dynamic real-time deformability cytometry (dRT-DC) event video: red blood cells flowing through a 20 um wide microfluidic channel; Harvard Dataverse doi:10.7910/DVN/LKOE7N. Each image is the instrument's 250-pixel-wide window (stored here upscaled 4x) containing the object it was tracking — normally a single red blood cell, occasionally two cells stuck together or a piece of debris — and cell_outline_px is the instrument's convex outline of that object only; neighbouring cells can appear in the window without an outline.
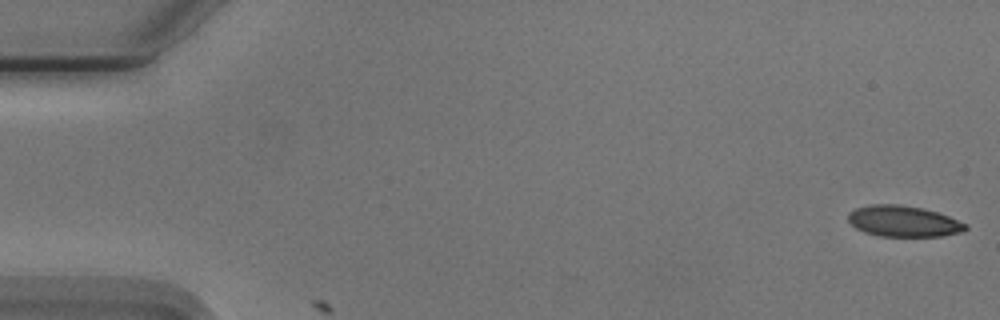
{"species": "Egyptian fruit bat (a non-hibernating species)", "species_latin": "Rousettus aegyptiacus", "temperature_condition": "cold", "stored_images_in_passage": 2, "camera_frame_rate_fps": 3000, "um_per_image_px": 0.085, "animal": {"sex": "male"}, "frame": {"image": 1, "passage_image": 1, "time_ms": 0.0, "image_size_px": [1000, 320], "cell_outline_px": [[968, 228], [960, 232], [940, 236], [880, 236], [864, 232], [856, 228], [848, 220], [848, 212], [856, 208], [872, 204], [900, 204], [920, 208], [936, 212], [948, 216], [968, 224]], "centroid_in_image_um": [76.77, 18.8], "position_along_channel_um": 8.2, "area_um2": 21.1}}